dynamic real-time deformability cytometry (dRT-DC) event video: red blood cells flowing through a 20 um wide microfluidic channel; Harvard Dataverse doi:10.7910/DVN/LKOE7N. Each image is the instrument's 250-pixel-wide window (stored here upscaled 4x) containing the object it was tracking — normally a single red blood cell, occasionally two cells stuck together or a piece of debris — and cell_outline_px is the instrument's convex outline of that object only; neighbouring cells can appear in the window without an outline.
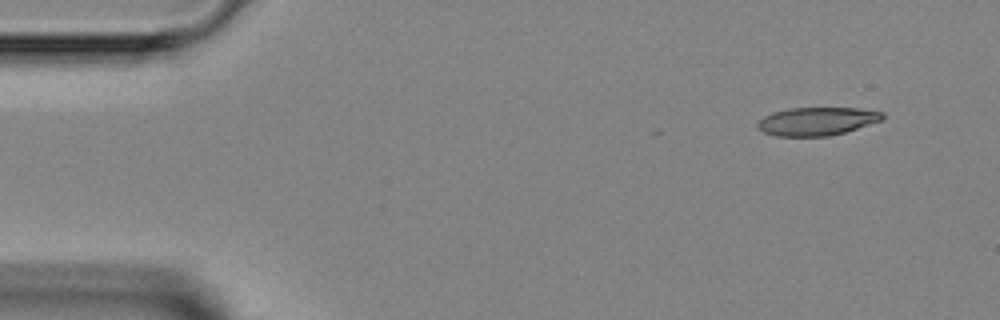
{"species": "Egyptian fruit bat (a non-hibernating species)", "species_latin": "Rousettus aegyptiacus", "temperature_condition": "room temperature", "stored_images_in_passage": 3, "camera_frame_rate_fps": 3000, "um_per_image_px": 0.085, "animal": {"sex": "female"}, "frame": {"image": 1, "passage_image": 1, "time_ms": 0.0, "image_size_px": [1000, 320], "cell_outline_px": [[884, 120], [844, 132], [828, 136], [776, 136], [764, 132], [756, 128], [756, 124], [764, 116], [772, 112], [788, 108], [856, 108], [884, 112]], "centroid_in_image_um": [69.43, 10.3], "position_along_channel_um": 15.6, "area_um2": 20.58}}